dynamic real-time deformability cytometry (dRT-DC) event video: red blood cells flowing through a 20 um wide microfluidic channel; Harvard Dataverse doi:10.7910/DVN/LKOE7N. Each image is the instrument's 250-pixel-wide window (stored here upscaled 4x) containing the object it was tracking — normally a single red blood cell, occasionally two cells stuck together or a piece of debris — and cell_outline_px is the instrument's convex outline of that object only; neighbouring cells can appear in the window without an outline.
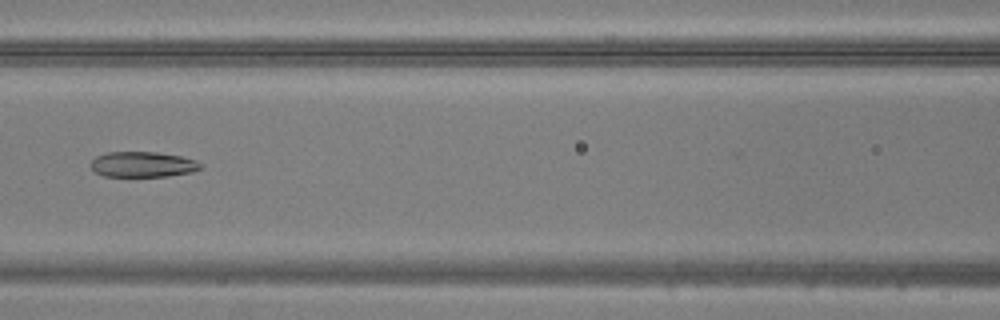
{"species": "common noctule bat (a hibernating species)", "species_latin": "Nyctalus noctula", "temperature_condition": "warm", "stored_images_in_passage": 49, "camera_frame_rate_fps": 3000, "um_per_image_px": 0.085, "animal": {"sex": "male", "body_mass_g": 20.5, "forearm_length_mm": 52.5}, "frame": {"image": 1, "passage_image": 22, "time_ms": 7.0, "image_size_px": [1000, 320], "cell_outline_px": [[204, 168], [192, 172], [168, 176], [104, 176], [96, 172], [92, 168], [92, 160], [96, 156], [108, 152], [156, 152], [180, 156], [196, 160], [204, 164]], "centroid_in_image_um": [12.2, 13.97], "position_along_channel_um": 154.4, "area_um2": 16.3}}
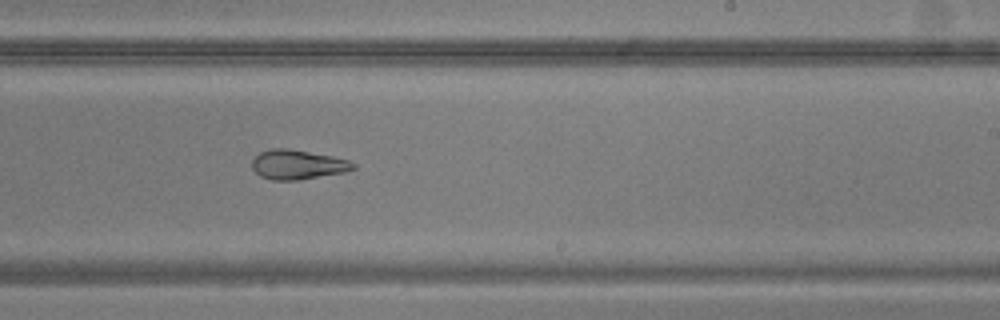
{"frame": {"image": 2, "passage_image": 30, "time_ms": 9.667, "image_size_px": [1000, 320], "cell_outline_px": [[356, 168], [344, 172], [296, 180], [272, 180], [260, 176], [252, 168], [252, 160], [260, 152], [272, 148], [288, 148], [332, 156], [348, 160], [356, 164]], "centroid_in_image_um": [25.29, 13.98], "position_along_channel_um": 263.7, "area_um2": 17.28}}
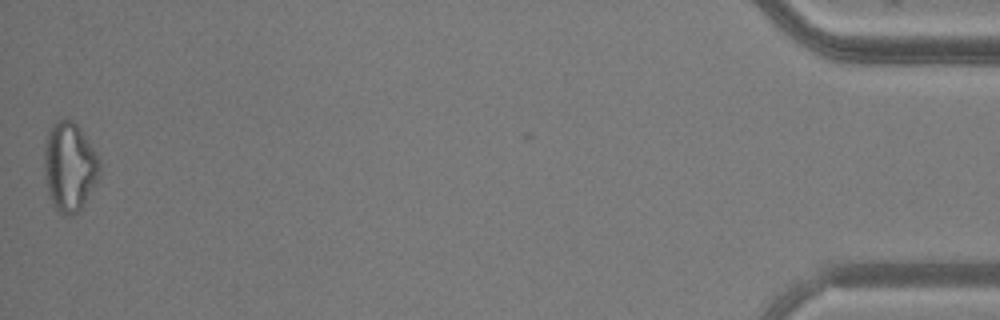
{"frame": {"image": 3, "passage_image": 49, "time_ms": 16.0, "image_size_px": [1000, 320], "cell_outline_px": [[100, 172], [84, 204], [72, 216], [64, 216], [52, 204], [48, 192], [44, 168], [44, 148], [48, 132], [52, 124], [56, 120], [72, 120], [80, 128], [96, 152], [100, 160]], "centroid_in_image_um": [5.9, 14.16], "position_along_channel_um": 429.3, "area_um2": 28.55}}